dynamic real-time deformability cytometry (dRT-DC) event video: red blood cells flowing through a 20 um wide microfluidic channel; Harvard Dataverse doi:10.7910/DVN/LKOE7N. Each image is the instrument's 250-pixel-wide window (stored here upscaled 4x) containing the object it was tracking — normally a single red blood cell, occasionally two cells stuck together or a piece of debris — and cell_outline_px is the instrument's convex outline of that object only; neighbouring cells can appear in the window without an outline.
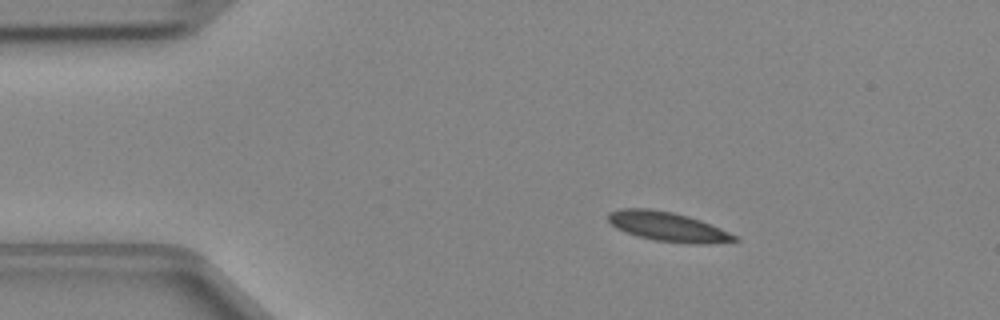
{"species": "Egyptian fruit bat (a non-hibernating species)", "species_latin": "Rousettus aegyptiacus", "temperature_condition": "cold", "stored_images_in_passage": 40, "camera_frame_rate_fps": 3000, "um_per_image_px": 0.085, "animal": {"sex": "female"}, "frame": {"image": 1, "passage_image": 1, "time_ms": 0.0, "image_size_px": [1000, 320], "cell_outline_px": [[740, 240], [708, 244], [696, 244], [656, 240], [636, 236], [616, 228], [608, 220], [608, 212], [620, 208], [652, 208], [672, 212], [688, 216], [700, 220], [720, 228], [736, 236]], "centroid_in_image_um": [56.73, 19.25], "position_along_channel_um": 28.3, "area_um2": 21.56}}
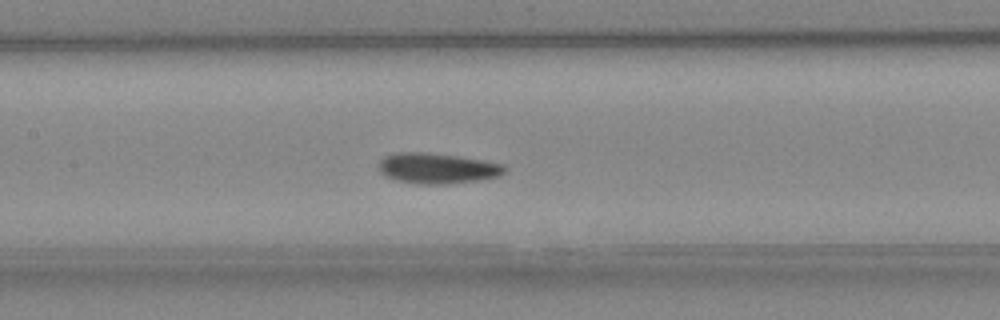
{"frame": {"image": 2, "passage_image": 15, "time_ms": 4.667, "image_size_px": [1000, 320], "cell_outline_px": [[508, 168], [500, 176], [476, 180], [448, 184], [420, 184], [396, 180], [384, 176], [380, 172], [380, 160], [384, 156], [396, 152], [424, 152], [456, 156], [484, 160], [504, 164]], "centroid_in_image_um": [37.17, 14.3], "position_along_channel_um": 170.2, "area_um2": 22.43}}
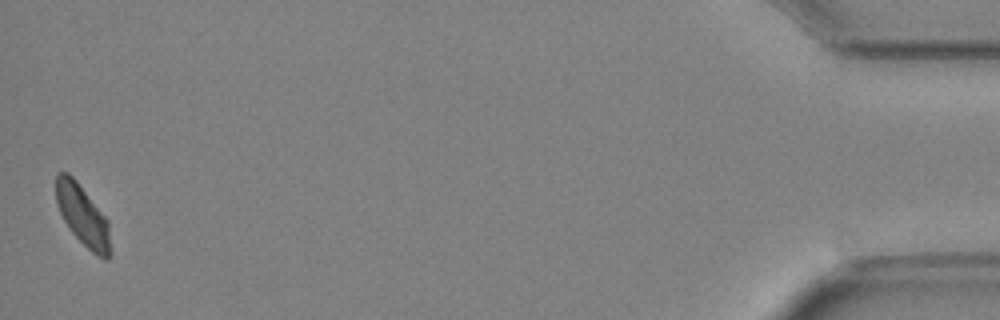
{"frame": {"image": 3, "passage_image": 40, "time_ms": 13.0, "image_size_px": [1000, 320], "cell_outline_px": [[112, 256], [108, 260], [104, 260], [92, 252], [72, 232], [64, 220], [56, 204], [56, 176], [60, 172], [68, 172], [76, 180], [108, 220], [112, 252]], "centroid_in_image_um": [7.06, 18.35], "position_along_channel_um": 428.1, "area_um2": 19.25}}